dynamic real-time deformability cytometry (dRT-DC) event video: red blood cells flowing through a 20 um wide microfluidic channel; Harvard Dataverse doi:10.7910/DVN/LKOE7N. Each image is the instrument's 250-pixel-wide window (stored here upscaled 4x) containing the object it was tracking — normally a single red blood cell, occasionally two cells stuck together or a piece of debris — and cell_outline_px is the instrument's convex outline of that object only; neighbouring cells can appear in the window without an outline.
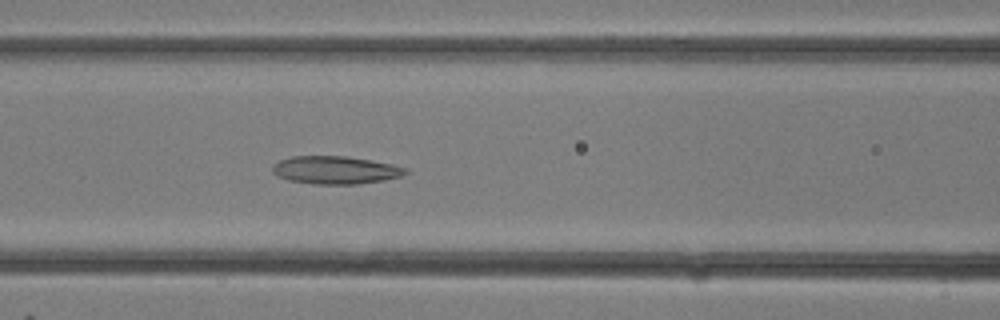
{"species": "common noctule bat (a hibernating species)", "species_latin": "Nyctalus noctula", "temperature_condition": "room temperature", "stored_images_in_passage": 16, "camera_frame_rate_fps": 3000, "um_per_image_px": 0.085, "animal": {"sex": "female"}, "frame": {"image": 1, "passage_image": 14, "time_ms": 4.333, "image_size_px": [1000, 320], "cell_outline_px": [[408, 172], [400, 176], [384, 180], [356, 184], [316, 184], [288, 180], [276, 176], [272, 172], [272, 164], [280, 160], [292, 156], [348, 156], [392, 164], [408, 168]], "centroid_in_image_um": [28.48, 14.45], "position_along_channel_um": 138.1, "area_um2": 21.68}}
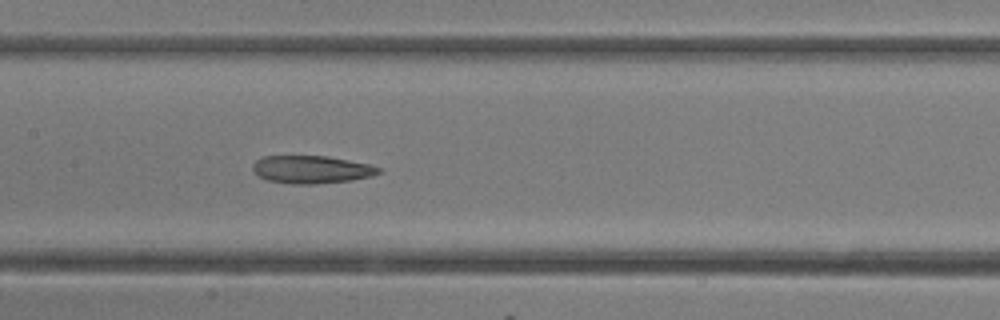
{"frame": {"image": 2, "passage_image": 16, "time_ms": 5.0, "image_size_px": [1000, 320], "cell_outline_px": [[380, 172], [372, 176], [352, 180], [316, 184], [292, 184], [268, 180], [260, 176], [252, 168], [252, 164], [256, 160], [264, 156], [328, 156], [368, 164], [380, 168]], "centroid_in_image_um": [26.47, 14.41], "position_along_channel_um": 180.9, "area_um2": 20.23}}